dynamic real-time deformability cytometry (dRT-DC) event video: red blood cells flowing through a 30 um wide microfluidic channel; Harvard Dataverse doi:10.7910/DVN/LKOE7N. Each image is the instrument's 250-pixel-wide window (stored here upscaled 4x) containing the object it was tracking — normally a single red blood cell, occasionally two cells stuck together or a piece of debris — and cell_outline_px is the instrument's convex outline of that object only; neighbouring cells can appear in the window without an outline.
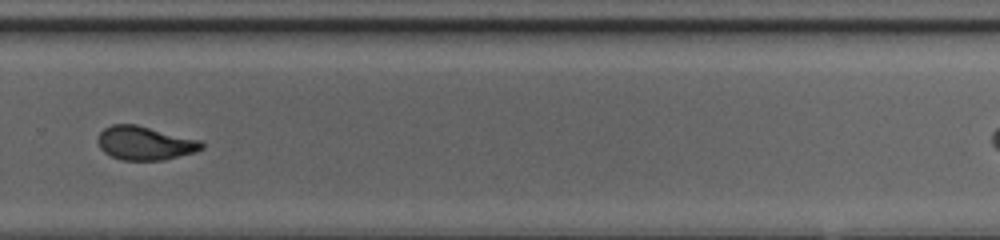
{"species": "common noctule bat (a hibernating species)", "species_latin": "Nyctalus noctula", "temperature_condition": "cold", "stored_images_in_passage": 34, "camera_frame_rate_fps": 3000, "um_per_image_px": 0.085, "animal": {"sex": "female", "body_mass_g": 20.0, "forearm_length_mm": 54.0}, "frame": {"image": 1, "passage_image": 25, "time_ms": 8.0, "image_size_px": [1000, 240], "cell_outline_px": [[204, 148], [196, 152], [164, 160], [120, 160], [104, 152], [100, 148], [96, 140], [100, 132], [104, 128], [112, 124], [136, 124], [200, 140], [204, 144]], "centroid_in_image_um": [12.31, 12.17], "position_along_channel_um": 317.5, "area_um2": 20.52}}